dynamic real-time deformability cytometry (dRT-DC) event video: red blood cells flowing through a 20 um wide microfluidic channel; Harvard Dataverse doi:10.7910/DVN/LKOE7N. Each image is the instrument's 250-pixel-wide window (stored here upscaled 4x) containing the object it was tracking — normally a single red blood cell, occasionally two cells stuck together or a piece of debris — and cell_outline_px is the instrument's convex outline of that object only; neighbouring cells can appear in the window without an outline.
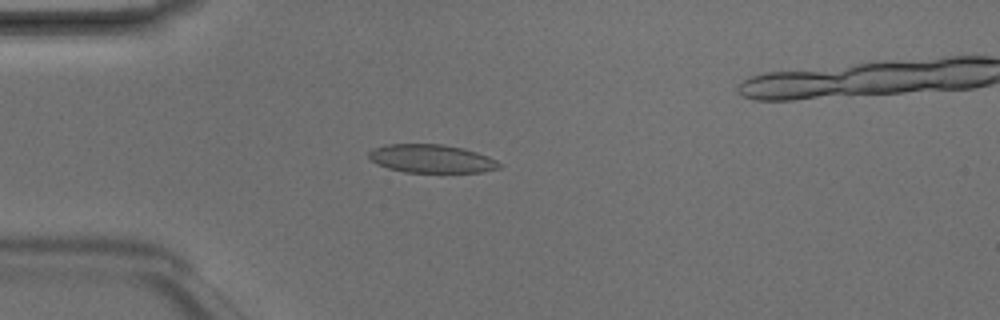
{"species": "Egyptian fruit bat (a non-hibernating species)", "species_latin": "Rousettus aegyptiacus", "temperature_condition": "room temperature", "stored_images_in_passage": 4, "camera_frame_rate_fps": 3000, "um_per_image_px": 0.085, "animal": {"sex": "male"}, "frame": {"image": 1, "passage_image": 3, "time_ms": 0.667, "image_size_px": [1000, 320], "cell_outline_px": [[500, 168], [484, 172], [404, 172], [388, 168], [376, 164], [368, 156], [368, 152], [372, 148], [384, 144], [444, 144], [464, 148], [488, 156], [496, 160], [500, 164]], "centroid_in_image_um": [36.65, 13.48], "position_along_channel_um": 48.3, "area_um2": 21.68}}